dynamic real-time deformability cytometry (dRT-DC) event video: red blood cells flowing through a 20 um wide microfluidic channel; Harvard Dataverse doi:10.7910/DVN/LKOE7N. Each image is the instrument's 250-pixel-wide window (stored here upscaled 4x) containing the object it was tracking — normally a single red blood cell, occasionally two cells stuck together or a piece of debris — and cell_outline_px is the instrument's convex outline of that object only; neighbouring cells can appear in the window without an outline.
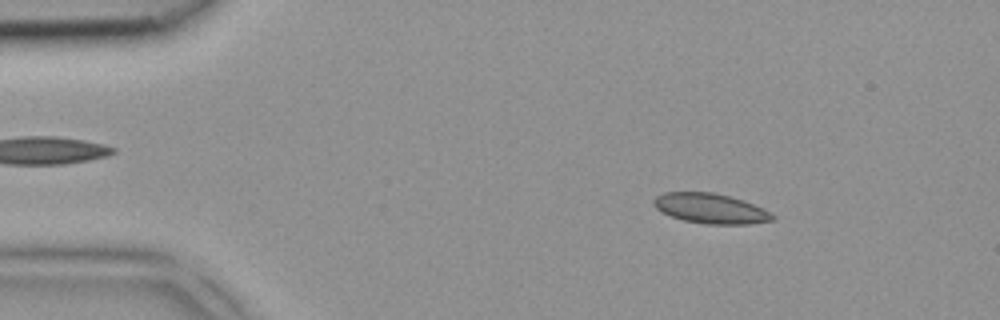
{"species": "common noctule bat (a hibernating species)", "species_latin": "Nyctalus noctula", "temperature_condition": "room temperature", "stored_images_in_passage": 4, "camera_frame_rate_fps": 3000, "um_per_image_px": 0.085, "animal": {"sex": "female", "body_mass_g": 18.4}, "frame": {"image": 1, "passage_image": 1, "time_ms": 0.0, "image_size_px": [1000, 320], "cell_outline_px": [[776, 216], [772, 220], [748, 224], [708, 224], [684, 220], [672, 216], [656, 208], [652, 204], [652, 200], [656, 196], [664, 192], [716, 192], [744, 200], [764, 208]], "centroid_in_image_um": [60.41, 17.7], "position_along_channel_um": 24.6, "area_um2": 20.81}}
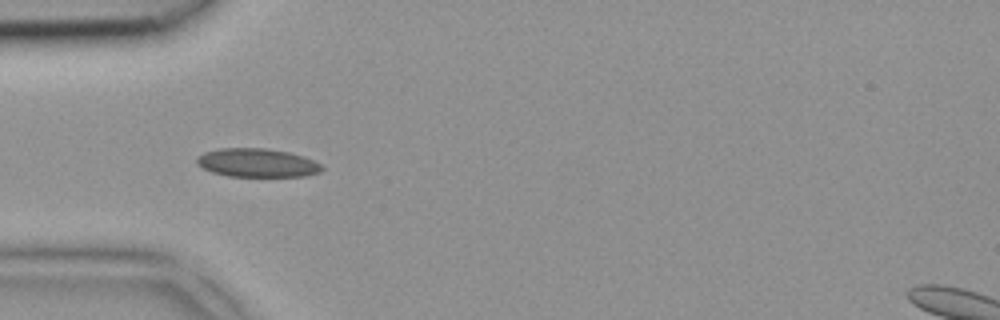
{"frame": {"image": 2, "passage_image": 3, "time_ms": 0.667, "image_size_px": [1000, 320], "cell_outline_px": [[324, 168], [320, 172], [304, 176], [228, 176], [212, 172], [196, 164], [196, 156], [204, 152], [220, 148], [264, 148], [288, 152], [304, 156], [320, 164]], "centroid_in_image_um": [21.83, 13.83], "position_along_channel_um": 63.2, "area_um2": 20.81}}